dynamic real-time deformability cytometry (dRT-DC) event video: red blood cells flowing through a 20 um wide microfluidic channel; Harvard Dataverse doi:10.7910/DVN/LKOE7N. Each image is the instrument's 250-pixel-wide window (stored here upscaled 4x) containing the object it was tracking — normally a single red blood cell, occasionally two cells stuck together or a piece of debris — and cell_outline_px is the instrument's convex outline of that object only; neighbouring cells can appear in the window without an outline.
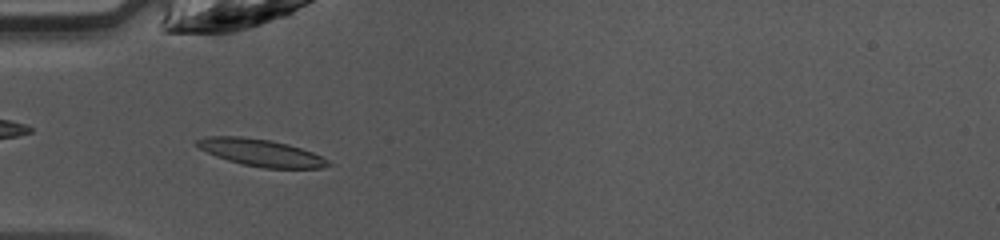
{"species": "common noctule bat (a hibernating species)", "species_latin": "Nyctalus noctula", "temperature_condition": "warm", "stored_images_in_passage": 33, "camera_frame_rate_fps": 3000, "um_per_image_px": 0.085, "animal": {"sex": "female", "body_mass_g": 10.0, "forearm_length_mm": 53.1}, "frame": {"image": 1, "passage_image": 2, "time_ms": 0.333, "image_size_px": [1000, 240], "cell_outline_px": [[332, 164], [320, 168], [264, 168], [244, 164], [228, 160], [216, 156], [200, 148], [196, 144], [196, 140], [204, 136], [240, 136], [268, 140], [288, 144], [312, 152], [328, 160]], "centroid_in_image_um": [22.17, 12.97], "position_along_channel_um": 62.8, "area_um2": 20.4}}
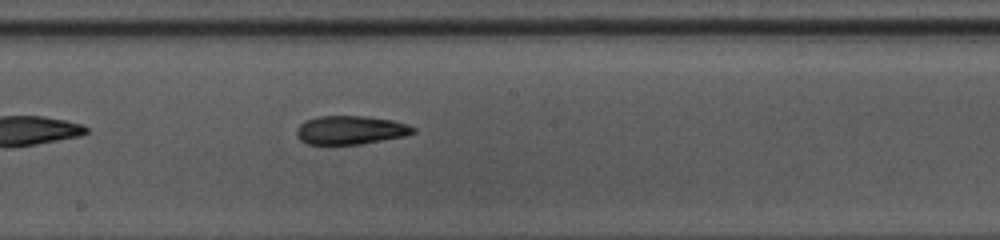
{"frame": {"image": 2, "passage_image": 13, "time_ms": 4.0, "image_size_px": [1000, 240], "cell_outline_px": [[416, 132], [404, 136], [360, 144], [308, 144], [300, 140], [296, 136], [296, 128], [304, 120], [316, 116], [368, 116], [392, 120], [408, 124], [416, 128]], "centroid_in_image_um": [29.77, 11.04], "position_along_channel_um": 218.4, "area_um2": 19.59}}
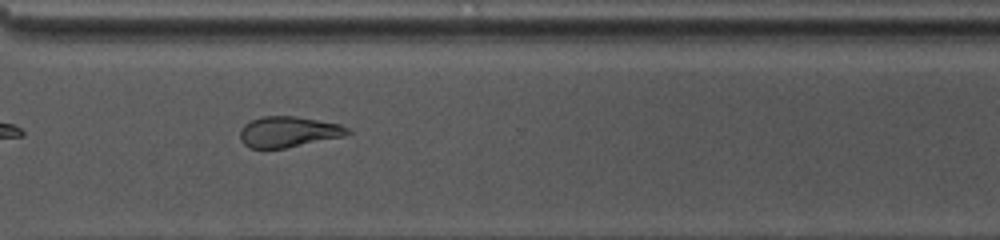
{"frame": {"image": 3, "passage_image": 22, "time_ms": 7.0, "image_size_px": [1000, 240], "cell_outline_px": [[352, 132], [344, 136], [284, 148], [248, 148], [240, 140], [240, 132], [244, 124], [260, 116], [296, 116], [340, 124], [348, 128]], "centroid_in_image_um": [24.5, 11.2], "position_along_channel_um": 346.1, "area_um2": 19.19}, "authors_computed_cell_mechanics": {"area_um2": 19.941, "velocity_mm_per_s": 4.2691, "shape_relaxation_time_tau1_ms": 6.1236, "shape_relaxation_time_tau2_ms": 3.1487, "deformation_change_tau1": 0.1836, "deformation_change_tau2": 0.1212}}